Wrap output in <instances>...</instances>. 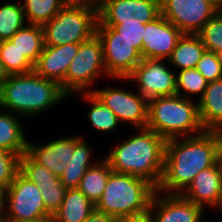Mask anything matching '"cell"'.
Returning <instances> with one entry per match:
<instances>
[{"label": "cell", "instance_id": "5", "mask_svg": "<svg viewBox=\"0 0 222 222\" xmlns=\"http://www.w3.org/2000/svg\"><path fill=\"white\" fill-rule=\"evenodd\" d=\"M156 188L147 180L111 171L95 209L116 218L149 211Z\"/></svg>", "mask_w": 222, "mask_h": 222}, {"label": "cell", "instance_id": "8", "mask_svg": "<svg viewBox=\"0 0 222 222\" xmlns=\"http://www.w3.org/2000/svg\"><path fill=\"white\" fill-rule=\"evenodd\" d=\"M6 201L9 209L2 214L5 222L29 221L49 214L40 189L20 173L7 188Z\"/></svg>", "mask_w": 222, "mask_h": 222}, {"label": "cell", "instance_id": "34", "mask_svg": "<svg viewBox=\"0 0 222 222\" xmlns=\"http://www.w3.org/2000/svg\"><path fill=\"white\" fill-rule=\"evenodd\" d=\"M37 187L42 194L46 211L49 214H54L60 208L67 190L61 183L60 177L52 183H39Z\"/></svg>", "mask_w": 222, "mask_h": 222}, {"label": "cell", "instance_id": "46", "mask_svg": "<svg viewBox=\"0 0 222 222\" xmlns=\"http://www.w3.org/2000/svg\"><path fill=\"white\" fill-rule=\"evenodd\" d=\"M216 207L220 208V210L222 211V193H221V196H220L219 202H218V204H217ZM219 222H222V221H219Z\"/></svg>", "mask_w": 222, "mask_h": 222}, {"label": "cell", "instance_id": "26", "mask_svg": "<svg viewBox=\"0 0 222 222\" xmlns=\"http://www.w3.org/2000/svg\"><path fill=\"white\" fill-rule=\"evenodd\" d=\"M136 13V0H104L97 12L102 25H117L121 20L133 18Z\"/></svg>", "mask_w": 222, "mask_h": 222}, {"label": "cell", "instance_id": "31", "mask_svg": "<svg viewBox=\"0 0 222 222\" xmlns=\"http://www.w3.org/2000/svg\"><path fill=\"white\" fill-rule=\"evenodd\" d=\"M19 173L35 185L56 181L59 177L36 162L27 152L19 158Z\"/></svg>", "mask_w": 222, "mask_h": 222}, {"label": "cell", "instance_id": "17", "mask_svg": "<svg viewBox=\"0 0 222 222\" xmlns=\"http://www.w3.org/2000/svg\"><path fill=\"white\" fill-rule=\"evenodd\" d=\"M74 150V136L56 139L44 145L28 142L27 153L39 164L60 177Z\"/></svg>", "mask_w": 222, "mask_h": 222}, {"label": "cell", "instance_id": "6", "mask_svg": "<svg viewBox=\"0 0 222 222\" xmlns=\"http://www.w3.org/2000/svg\"><path fill=\"white\" fill-rule=\"evenodd\" d=\"M97 20V11L94 9L66 4L42 26L44 45L82 43L95 34Z\"/></svg>", "mask_w": 222, "mask_h": 222}, {"label": "cell", "instance_id": "28", "mask_svg": "<svg viewBox=\"0 0 222 222\" xmlns=\"http://www.w3.org/2000/svg\"><path fill=\"white\" fill-rule=\"evenodd\" d=\"M26 23L22 4L10 1L2 5L0 7V42L9 40Z\"/></svg>", "mask_w": 222, "mask_h": 222}, {"label": "cell", "instance_id": "19", "mask_svg": "<svg viewBox=\"0 0 222 222\" xmlns=\"http://www.w3.org/2000/svg\"><path fill=\"white\" fill-rule=\"evenodd\" d=\"M91 151L89 145L81 136L74 137V150L71 159L66 165V170L60 176L61 183L66 189L78 188L79 183L86 170L98 161L91 162Z\"/></svg>", "mask_w": 222, "mask_h": 222}, {"label": "cell", "instance_id": "18", "mask_svg": "<svg viewBox=\"0 0 222 222\" xmlns=\"http://www.w3.org/2000/svg\"><path fill=\"white\" fill-rule=\"evenodd\" d=\"M198 108L205 131L222 132V78L208 82Z\"/></svg>", "mask_w": 222, "mask_h": 222}, {"label": "cell", "instance_id": "13", "mask_svg": "<svg viewBox=\"0 0 222 222\" xmlns=\"http://www.w3.org/2000/svg\"><path fill=\"white\" fill-rule=\"evenodd\" d=\"M204 211L201 206L189 202L180 194L163 195L157 190L149 207L153 222H206L203 220Z\"/></svg>", "mask_w": 222, "mask_h": 222}, {"label": "cell", "instance_id": "43", "mask_svg": "<svg viewBox=\"0 0 222 222\" xmlns=\"http://www.w3.org/2000/svg\"><path fill=\"white\" fill-rule=\"evenodd\" d=\"M8 74L5 72L3 65L0 61V89L3 86V83L6 81Z\"/></svg>", "mask_w": 222, "mask_h": 222}, {"label": "cell", "instance_id": "35", "mask_svg": "<svg viewBox=\"0 0 222 222\" xmlns=\"http://www.w3.org/2000/svg\"><path fill=\"white\" fill-rule=\"evenodd\" d=\"M19 154L0 149V184L8 188L19 173Z\"/></svg>", "mask_w": 222, "mask_h": 222}, {"label": "cell", "instance_id": "47", "mask_svg": "<svg viewBox=\"0 0 222 222\" xmlns=\"http://www.w3.org/2000/svg\"><path fill=\"white\" fill-rule=\"evenodd\" d=\"M220 161L222 163V140H221V144H220Z\"/></svg>", "mask_w": 222, "mask_h": 222}, {"label": "cell", "instance_id": "12", "mask_svg": "<svg viewBox=\"0 0 222 222\" xmlns=\"http://www.w3.org/2000/svg\"><path fill=\"white\" fill-rule=\"evenodd\" d=\"M92 92L101 102L108 106L118 117L119 121L133 124L137 129L146 128L148 123L149 100L140 93L134 94L125 89L108 87L92 89Z\"/></svg>", "mask_w": 222, "mask_h": 222}, {"label": "cell", "instance_id": "33", "mask_svg": "<svg viewBox=\"0 0 222 222\" xmlns=\"http://www.w3.org/2000/svg\"><path fill=\"white\" fill-rule=\"evenodd\" d=\"M112 27L119 33V37L131 43L142 57V38L145 31V24L137 18L121 20L117 25H105Z\"/></svg>", "mask_w": 222, "mask_h": 222}, {"label": "cell", "instance_id": "36", "mask_svg": "<svg viewBox=\"0 0 222 222\" xmlns=\"http://www.w3.org/2000/svg\"><path fill=\"white\" fill-rule=\"evenodd\" d=\"M196 69L208 82L222 78V66L215 52L205 50L197 63Z\"/></svg>", "mask_w": 222, "mask_h": 222}, {"label": "cell", "instance_id": "4", "mask_svg": "<svg viewBox=\"0 0 222 222\" xmlns=\"http://www.w3.org/2000/svg\"><path fill=\"white\" fill-rule=\"evenodd\" d=\"M165 140L202 134L198 102L179 95L149 99L146 126Z\"/></svg>", "mask_w": 222, "mask_h": 222}, {"label": "cell", "instance_id": "42", "mask_svg": "<svg viewBox=\"0 0 222 222\" xmlns=\"http://www.w3.org/2000/svg\"><path fill=\"white\" fill-rule=\"evenodd\" d=\"M21 222H55V217L54 214H48L34 220L21 221Z\"/></svg>", "mask_w": 222, "mask_h": 222}, {"label": "cell", "instance_id": "20", "mask_svg": "<svg viewBox=\"0 0 222 222\" xmlns=\"http://www.w3.org/2000/svg\"><path fill=\"white\" fill-rule=\"evenodd\" d=\"M95 205L78 188L67 189L55 222H85Z\"/></svg>", "mask_w": 222, "mask_h": 222}, {"label": "cell", "instance_id": "41", "mask_svg": "<svg viewBox=\"0 0 222 222\" xmlns=\"http://www.w3.org/2000/svg\"><path fill=\"white\" fill-rule=\"evenodd\" d=\"M6 192L7 188L0 184V214H3V211L6 209Z\"/></svg>", "mask_w": 222, "mask_h": 222}, {"label": "cell", "instance_id": "1", "mask_svg": "<svg viewBox=\"0 0 222 222\" xmlns=\"http://www.w3.org/2000/svg\"><path fill=\"white\" fill-rule=\"evenodd\" d=\"M221 140L219 131L166 140L164 169L156 190L163 194H181L199 172L220 159Z\"/></svg>", "mask_w": 222, "mask_h": 222}, {"label": "cell", "instance_id": "11", "mask_svg": "<svg viewBox=\"0 0 222 222\" xmlns=\"http://www.w3.org/2000/svg\"><path fill=\"white\" fill-rule=\"evenodd\" d=\"M161 14L183 34H197L216 13L208 0H161Z\"/></svg>", "mask_w": 222, "mask_h": 222}, {"label": "cell", "instance_id": "15", "mask_svg": "<svg viewBox=\"0 0 222 222\" xmlns=\"http://www.w3.org/2000/svg\"><path fill=\"white\" fill-rule=\"evenodd\" d=\"M222 193V163L220 159L211 167L199 172L180 194L195 205L217 206Z\"/></svg>", "mask_w": 222, "mask_h": 222}, {"label": "cell", "instance_id": "40", "mask_svg": "<svg viewBox=\"0 0 222 222\" xmlns=\"http://www.w3.org/2000/svg\"><path fill=\"white\" fill-rule=\"evenodd\" d=\"M116 222H153L149 211L132 216L117 218Z\"/></svg>", "mask_w": 222, "mask_h": 222}, {"label": "cell", "instance_id": "39", "mask_svg": "<svg viewBox=\"0 0 222 222\" xmlns=\"http://www.w3.org/2000/svg\"><path fill=\"white\" fill-rule=\"evenodd\" d=\"M117 218L94 209L85 222H116Z\"/></svg>", "mask_w": 222, "mask_h": 222}, {"label": "cell", "instance_id": "9", "mask_svg": "<svg viewBox=\"0 0 222 222\" xmlns=\"http://www.w3.org/2000/svg\"><path fill=\"white\" fill-rule=\"evenodd\" d=\"M95 33L102 43L107 75L115 79L127 78L142 61L141 54L112 27L98 20Z\"/></svg>", "mask_w": 222, "mask_h": 222}, {"label": "cell", "instance_id": "32", "mask_svg": "<svg viewBox=\"0 0 222 222\" xmlns=\"http://www.w3.org/2000/svg\"><path fill=\"white\" fill-rule=\"evenodd\" d=\"M205 50L216 52L222 49V14L217 12L197 33Z\"/></svg>", "mask_w": 222, "mask_h": 222}, {"label": "cell", "instance_id": "24", "mask_svg": "<svg viewBox=\"0 0 222 222\" xmlns=\"http://www.w3.org/2000/svg\"><path fill=\"white\" fill-rule=\"evenodd\" d=\"M111 171L108 161L103 158L87 169L83 175L78 189L82 191L94 205H96L101 198Z\"/></svg>", "mask_w": 222, "mask_h": 222}, {"label": "cell", "instance_id": "48", "mask_svg": "<svg viewBox=\"0 0 222 222\" xmlns=\"http://www.w3.org/2000/svg\"><path fill=\"white\" fill-rule=\"evenodd\" d=\"M217 12L221 13L222 14V2L220 4V6L217 8Z\"/></svg>", "mask_w": 222, "mask_h": 222}, {"label": "cell", "instance_id": "2", "mask_svg": "<svg viewBox=\"0 0 222 222\" xmlns=\"http://www.w3.org/2000/svg\"><path fill=\"white\" fill-rule=\"evenodd\" d=\"M139 131L113 146L105 159L112 171L143 178L157 188L164 169L166 140L150 129Z\"/></svg>", "mask_w": 222, "mask_h": 222}, {"label": "cell", "instance_id": "23", "mask_svg": "<svg viewBox=\"0 0 222 222\" xmlns=\"http://www.w3.org/2000/svg\"><path fill=\"white\" fill-rule=\"evenodd\" d=\"M9 40L21 54H24L35 65L44 47L43 27L41 25L27 24L19 29Z\"/></svg>", "mask_w": 222, "mask_h": 222}, {"label": "cell", "instance_id": "30", "mask_svg": "<svg viewBox=\"0 0 222 222\" xmlns=\"http://www.w3.org/2000/svg\"><path fill=\"white\" fill-rule=\"evenodd\" d=\"M207 86L208 81L196 68L178 71V75L176 74V95L190 99L192 94H200L201 98ZM182 91H185V94Z\"/></svg>", "mask_w": 222, "mask_h": 222}, {"label": "cell", "instance_id": "27", "mask_svg": "<svg viewBox=\"0 0 222 222\" xmlns=\"http://www.w3.org/2000/svg\"><path fill=\"white\" fill-rule=\"evenodd\" d=\"M84 97L91 106L88 119L94 128L102 132H111L117 129L120 121L108 106L92 92H86Z\"/></svg>", "mask_w": 222, "mask_h": 222}, {"label": "cell", "instance_id": "37", "mask_svg": "<svg viewBox=\"0 0 222 222\" xmlns=\"http://www.w3.org/2000/svg\"><path fill=\"white\" fill-rule=\"evenodd\" d=\"M161 0H136V13L133 17L144 24L153 21L161 14Z\"/></svg>", "mask_w": 222, "mask_h": 222}, {"label": "cell", "instance_id": "3", "mask_svg": "<svg viewBox=\"0 0 222 222\" xmlns=\"http://www.w3.org/2000/svg\"><path fill=\"white\" fill-rule=\"evenodd\" d=\"M66 97L58 82L32 71L7 76L0 89V107L15 115L35 116Z\"/></svg>", "mask_w": 222, "mask_h": 222}, {"label": "cell", "instance_id": "45", "mask_svg": "<svg viewBox=\"0 0 222 222\" xmlns=\"http://www.w3.org/2000/svg\"><path fill=\"white\" fill-rule=\"evenodd\" d=\"M213 6L218 8L222 2V0H208Z\"/></svg>", "mask_w": 222, "mask_h": 222}, {"label": "cell", "instance_id": "29", "mask_svg": "<svg viewBox=\"0 0 222 222\" xmlns=\"http://www.w3.org/2000/svg\"><path fill=\"white\" fill-rule=\"evenodd\" d=\"M0 61L8 75L34 71V65L10 41L0 42Z\"/></svg>", "mask_w": 222, "mask_h": 222}, {"label": "cell", "instance_id": "7", "mask_svg": "<svg viewBox=\"0 0 222 222\" xmlns=\"http://www.w3.org/2000/svg\"><path fill=\"white\" fill-rule=\"evenodd\" d=\"M101 72H105L107 76L102 43L95 33L80 43L77 54L69 64L65 80L60 86L67 96L75 91L85 93L87 87L94 83Z\"/></svg>", "mask_w": 222, "mask_h": 222}, {"label": "cell", "instance_id": "25", "mask_svg": "<svg viewBox=\"0 0 222 222\" xmlns=\"http://www.w3.org/2000/svg\"><path fill=\"white\" fill-rule=\"evenodd\" d=\"M65 0H24L23 11L26 22L43 26L64 6Z\"/></svg>", "mask_w": 222, "mask_h": 222}, {"label": "cell", "instance_id": "16", "mask_svg": "<svg viewBox=\"0 0 222 222\" xmlns=\"http://www.w3.org/2000/svg\"><path fill=\"white\" fill-rule=\"evenodd\" d=\"M80 43L61 46L44 45L34 71L41 77L61 84L66 77L69 64L77 54Z\"/></svg>", "mask_w": 222, "mask_h": 222}, {"label": "cell", "instance_id": "44", "mask_svg": "<svg viewBox=\"0 0 222 222\" xmlns=\"http://www.w3.org/2000/svg\"><path fill=\"white\" fill-rule=\"evenodd\" d=\"M215 54L217 56V59H218L220 65L222 66V49L216 51Z\"/></svg>", "mask_w": 222, "mask_h": 222}, {"label": "cell", "instance_id": "14", "mask_svg": "<svg viewBox=\"0 0 222 222\" xmlns=\"http://www.w3.org/2000/svg\"><path fill=\"white\" fill-rule=\"evenodd\" d=\"M183 33L162 14L145 24L142 59H168Z\"/></svg>", "mask_w": 222, "mask_h": 222}, {"label": "cell", "instance_id": "38", "mask_svg": "<svg viewBox=\"0 0 222 222\" xmlns=\"http://www.w3.org/2000/svg\"><path fill=\"white\" fill-rule=\"evenodd\" d=\"M104 0H65L67 5L84 6L99 11Z\"/></svg>", "mask_w": 222, "mask_h": 222}, {"label": "cell", "instance_id": "10", "mask_svg": "<svg viewBox=\"0 0 222 222\" xmlns=\"http://www.w3.org/2000/svg\"><path fill=\"white\" fill-rule=\"evenodd\" d=\"M164 59H142L124 81L132 79L138 84V93L146 98L176 95V74L169 70Z\"/></svg>", "mask_w": 222, "mask_h": 222}, {"label": "cell", "instance_id": "22", "mask_svg": "<svg viewBox=\"0 0 222 222\" xmlns=\"http://www.w3.org/2000/svg\"><path fill=\"white\" fill-rule=\"evenodd\" d=\"M205 52V46L197 34H183L167 61L180 71L196 68Z\"/></svg>", "mask_w": 222, "mask_h": 222}, {"label": "cell", "instance_id": "21", "mask_svg": "<svg viewBox=\"0 0 222 222\" xmlns=\"http://www.w3.org/2000/svg\"><path fill=\"white\" fill-rule=\"evenodd\" d=\"M17 116L11 112H0V149L19 154L27 152L28 141Z\"/></svg>", "mask_w": 222, "mask_h": 222}]
</instances>
